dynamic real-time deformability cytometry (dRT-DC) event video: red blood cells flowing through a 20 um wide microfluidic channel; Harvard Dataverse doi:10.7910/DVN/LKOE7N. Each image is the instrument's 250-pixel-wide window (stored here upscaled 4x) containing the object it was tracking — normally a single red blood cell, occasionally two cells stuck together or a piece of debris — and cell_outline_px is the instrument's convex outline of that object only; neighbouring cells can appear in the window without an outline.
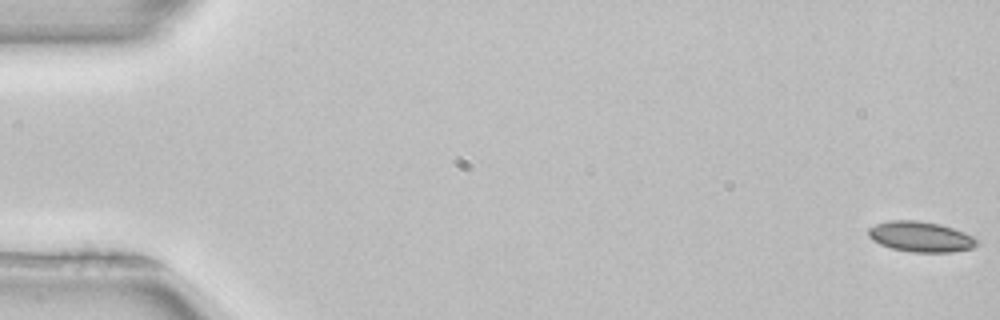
{"species": "common noctule bat (a hibernating species)", "species_latin": "Nyctalus noctula", "temperature_condition": "room temperature", "stored_images_in_passage": 53, "camera_frame_rate_fps": 3000, "um_per_image_px": 0.085, "animal": {"sex": "female", "body_mass_g": 22.7, "forearm_length_mm": 54.2}, "frame": {"image": 1, "passage_image": 1, "time_ms": 0.0, "image_size_px": [1000, 320], "cell_outline_px": [[980, 240], [972, 248], [952, 252], [912, 252], [892, 248], [880, 244], [872, 240], [868, 236], [868, 228], [876, 224], [888, 220], [920, 220], [940, 224], [964, 232]], "centroid_in_image_um": [78.24, 20.11], "position_along_channel_um": 6.8, "area_um2": 19.31}}
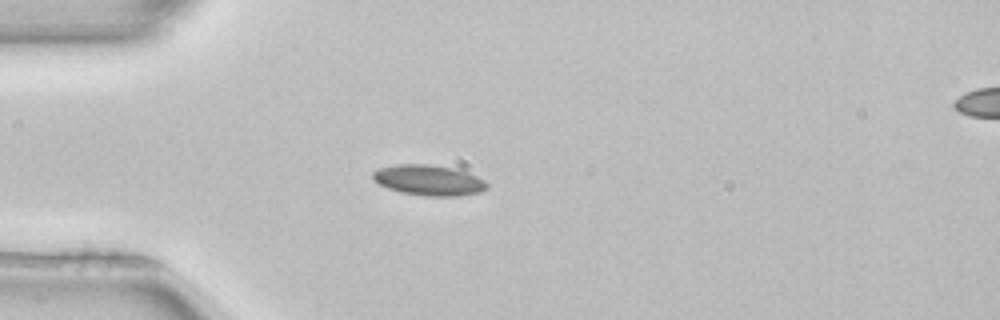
{"frame": {"image": 2, "passage_image": 15, "time_ms": 4.667, "image_size_px": [1000, 320], "cell_outline_px": [[488, 188], [480, 192], [460, 196], [424, 196], [400, 192], [388, 188], [372, 180], [372, 172], [380, 168], [396, 164], [424, 164], [456, 168], [476, 176], [484, 180], [488, 184]], "centroid_in_image_um": [36.44, 15.32], "position_along_channel_um": 48.6, "area_um2": 20.4}, "authors_computed_cell_mechanics": {"area_um2": 18.9584, "velocity_mm_per_s": 3.9359, "shape_relaxation_time_tau1_ms": null, "shape_relaxation_time_tau2_ms": 10.1639, "deformation_change_tau1": null, "deformation_change_tau2": 0.1463}}